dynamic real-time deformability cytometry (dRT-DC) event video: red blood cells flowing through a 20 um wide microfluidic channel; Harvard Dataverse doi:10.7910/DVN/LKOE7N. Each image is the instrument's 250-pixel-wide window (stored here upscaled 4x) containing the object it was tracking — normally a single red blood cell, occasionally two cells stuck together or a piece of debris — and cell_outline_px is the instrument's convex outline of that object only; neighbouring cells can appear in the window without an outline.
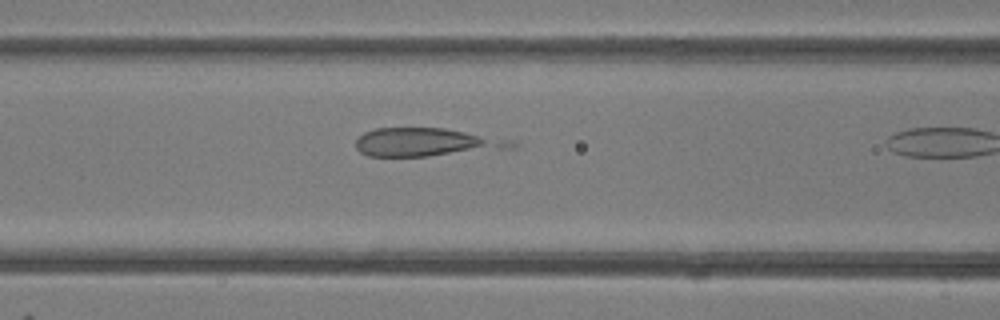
{"species": "common noctule bat (a hibernating species)", "species_latin": "Nyctalus noctula", "temperature_condition": "room temperature", "stored_images_in_passage": 13, "camera_frame_rate_fps": 3000, "um_per_image_px": 0.085, "animal": {"sex": "female"}, "frame": {"image": 1, "passage_image": 9, "time_ms": 2.667, "image_size_px": [1000, 320], "cell_outline_px": [[520, 144], [516, 148], [428, 156], [368, 156], [360, 152], [356, 148], [356, 140], [364, 132], [376, 128], [444, 128], [516, 140]], "centroid_in_image_um": [36.32, 12.09], "position_along_channel_um": 130.3, "area_um2": 25.89}}